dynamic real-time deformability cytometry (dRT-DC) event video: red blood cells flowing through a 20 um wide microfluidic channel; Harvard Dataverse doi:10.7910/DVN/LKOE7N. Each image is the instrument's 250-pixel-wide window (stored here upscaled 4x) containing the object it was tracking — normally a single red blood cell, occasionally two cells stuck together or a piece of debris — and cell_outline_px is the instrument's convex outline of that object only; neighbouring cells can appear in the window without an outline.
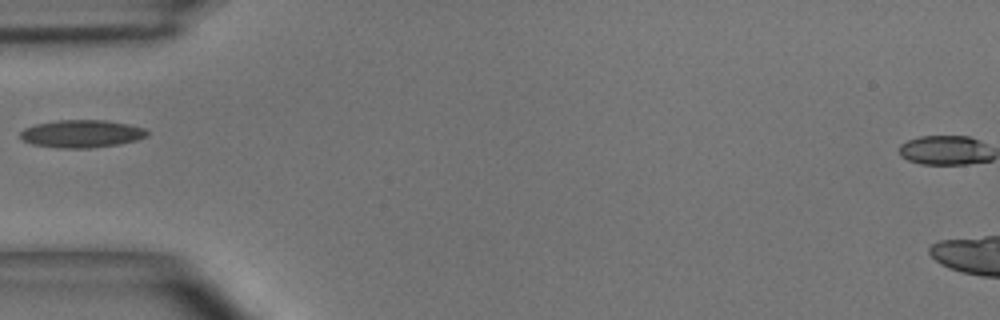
{"species": "common noctule bat (a hibernating species)", "species_latin": "Nyctalus noctula", "temperature_condition": "room temperature", "stored_images_in_passage": 34, "camera_frame_rate_fps": 3000, "um_per_image_px": 0.085, "animal": {"sex": "male", "body_mass_g": 15.6}, "frame": {"image": 1, "passage_image": 1, "time_ms": 0.0, "image_size_px": [1000, 320], "cell_outline_px": [[148, 136], [136, 140], [120, 144], [92, 148], [60, 148], [32, 144], [24, 140], [20, 136], [20, 132], [24, 128], [36, 124], [56, 120], [104, 120], [128, 124], [144, 128], [148, 132]], "centroid_in_image_um": [6.95, 11.37], "position_along_channel_um": 78.1, "area_um2": 20.46}}
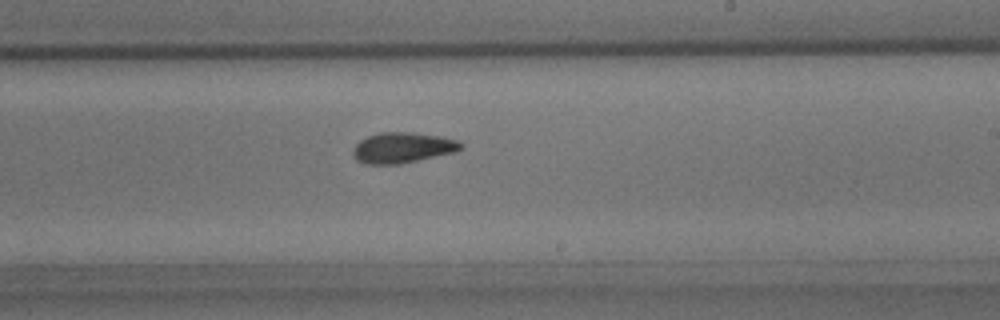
{"frame": {"image": 2, "passage_image": 14, "time_ms": 4.333, "image_size_px": [1000, 320], "cell_outline_px": [[464, 148], [456, 152], [400, 164], [364, 164], [356, 160], [352, 152], [356, 144], [360, 140], [368, 136], [380, 132], [412, 132], [444, 136], [460, 140], [464, 144]], "centroid_in_image_um": [34.28, 12.54], "position_along_channel_um": 254.7, "area_um2": 19.59}}
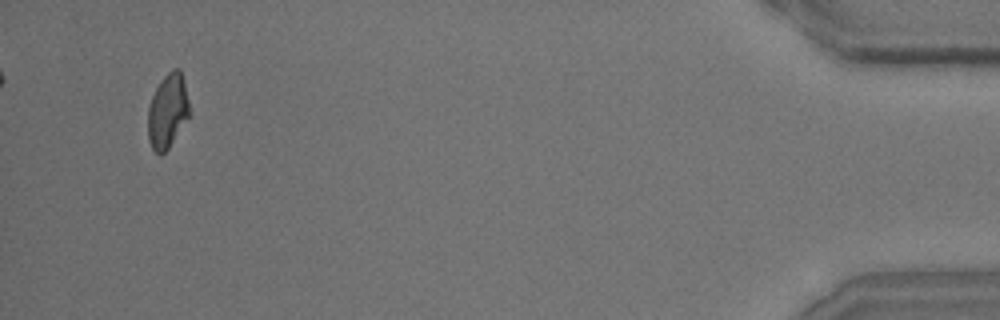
{"frame": {"image": 3, "passage_image": 32, "time_ms": 10.333, "image_size_px": [1000, 320], "cell_outline_px": [[188, 116], [168, 148], [160, 156], [152, 148], [148, 140], [148, 108], [152, 96], [160, 80], [172, 68], [180, 68], [188, 100]], "centroid_in_image_um": [14.21, 9.42], "position_along_channel_um": 421.0, "area_um2": 17.57}}